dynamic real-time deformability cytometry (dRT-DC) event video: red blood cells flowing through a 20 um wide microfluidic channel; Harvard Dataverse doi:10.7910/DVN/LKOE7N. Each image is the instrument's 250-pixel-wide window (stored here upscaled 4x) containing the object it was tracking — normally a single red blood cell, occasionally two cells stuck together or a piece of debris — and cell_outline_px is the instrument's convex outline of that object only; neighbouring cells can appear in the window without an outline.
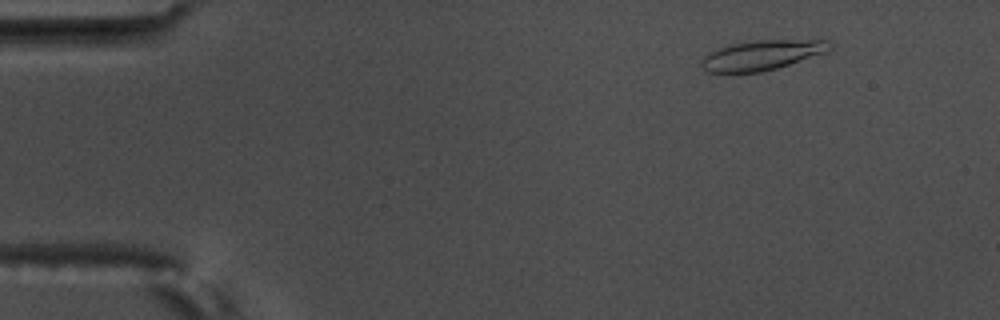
{"species": "common noctule bat (a hibernating species)", "species_latin": "Nyctalus noctula", "temperature_condition": "warm", "stored_images_in_passage": 5, "camera_frame_rate_fps": 3000, "um_per_image_px": 0.085, "animal": {"sex": "male", "body_mass_g": 17.5, "forearm_length_mm": 52.3}, "frame": {"image": 1, "passage_image": 2, "time_ms": 0.333, "image_size_px": [1000, 320], "cell_outline_px": [[832, 48], [828, 52], [776, 68], [760, 72], [708, 72], [700, 64], [700, 60], [708, 52], [732, 44], [756, 40], [828, 40], [832, 44]], "centroid_in_image_um": [64.78, 4.68], "position_along_channel_um": 20.2, "area_um2": 22.2}}